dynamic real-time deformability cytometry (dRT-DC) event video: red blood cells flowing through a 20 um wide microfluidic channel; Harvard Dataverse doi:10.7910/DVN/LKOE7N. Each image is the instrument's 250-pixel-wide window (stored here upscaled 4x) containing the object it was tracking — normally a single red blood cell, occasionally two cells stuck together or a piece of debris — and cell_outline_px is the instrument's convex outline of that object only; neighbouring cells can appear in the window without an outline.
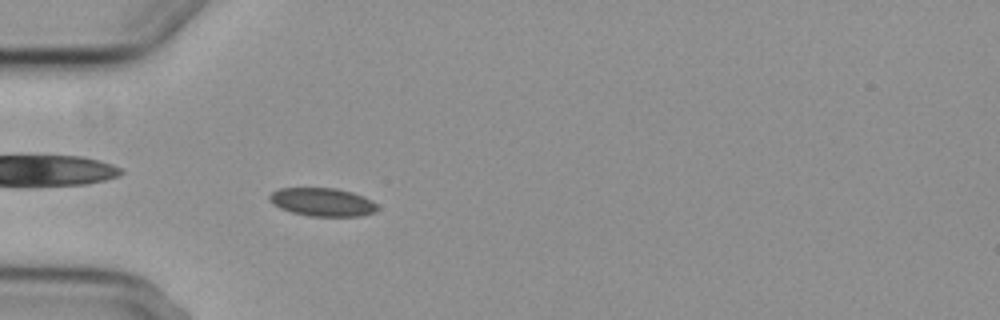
{"species": "common noctule bat (a hibernating species)", "species_latin": "Nyctalus noctula", "temperature_condition": "cold", "stored_images_in_passage": 1, "camera_frame_rate_fps": 3000, "um_per_image_px": 0.085, "animal": {"sex": "female", "body_mass_g": 29.2, "forearm_length_mm": 56.3}, "frame": {"image": 1, "passage_image": 1, "time_ms": 0.0, "image_size_px": [1000, 320], "cell_outline_px": [[380, 208], [376, 212], [360, 216], [308, 216], [292, 212], [280, 208], [268, 200], [268, 196], [272, 192], [280, 188], [336, 188], [352, 192], [364, 196], [372, 200]], "centroid_in_image_um": [27.43, 17.17], "position_along_channel_um": 57.6, "area_um2": 17.92}}